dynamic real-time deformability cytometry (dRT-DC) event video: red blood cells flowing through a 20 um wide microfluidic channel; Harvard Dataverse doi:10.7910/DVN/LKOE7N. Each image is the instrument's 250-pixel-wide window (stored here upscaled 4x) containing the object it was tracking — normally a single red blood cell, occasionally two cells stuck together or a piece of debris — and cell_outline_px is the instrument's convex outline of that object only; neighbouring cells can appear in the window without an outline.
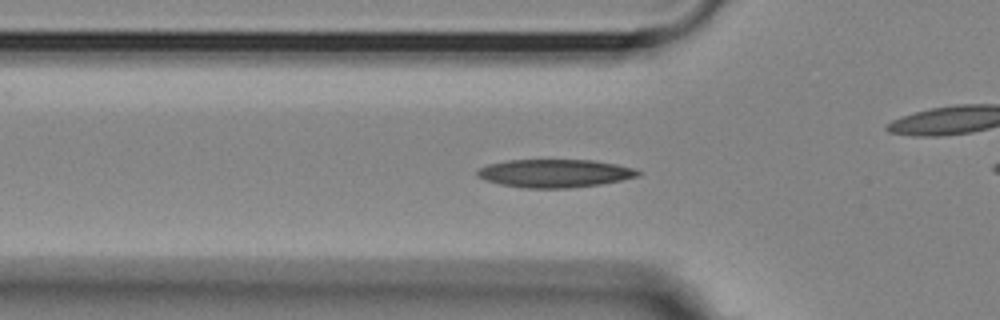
{"species": "Egyptian fruit bat (a non-hibernating species)", "species_latin": "Rousettus aegyptiacus", "temperature_condition": "room temperature", "stored_images_in_passage": 39, "camera_frame_rate_fps": 3000, "um_per_image_px": 0.085, "animal": {"sex": "female"}, "frame": {"image": 1, "passage_image": 7, "time_ms": 2.0, "image_size_px": [1000, 320], "cell_outline_px": [[640, 176], [600, 184], [568, 188], [520, 188], [500, 184], [484, 180], [476, 176], [476, 172], [480, 168], [488, 164], [508, 160], [592, 160], [616, 164], [632, 168], [640, 172]], "centroid_in_image_um": [47.1, 14.73], "position_along_channel_um": 78.7, "area_um2": 26.3}}
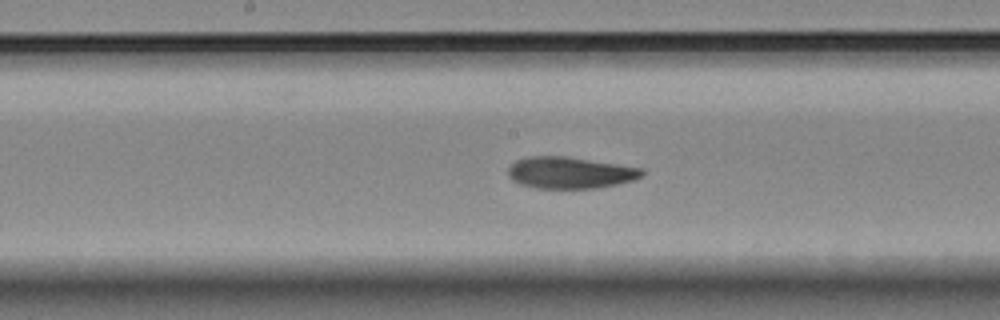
{"frame": {"image": 2, "passage_image": 17, "time_ms": 5.333, "image_size_px": [1000, 320], "cell_outline_px": [[644, 172], [640, 176], [632, 180], [616, 184], [596, 188], [536, 188], [520, 184], [512, 180], [508, 176], [508, 168], [516, 160], [528, 156], [564, 156], [644, 168]], "centroid_in_image_um": [48.42, 14.67], "position_along_channel_um": 199.8, "area_um2": 24.51}}
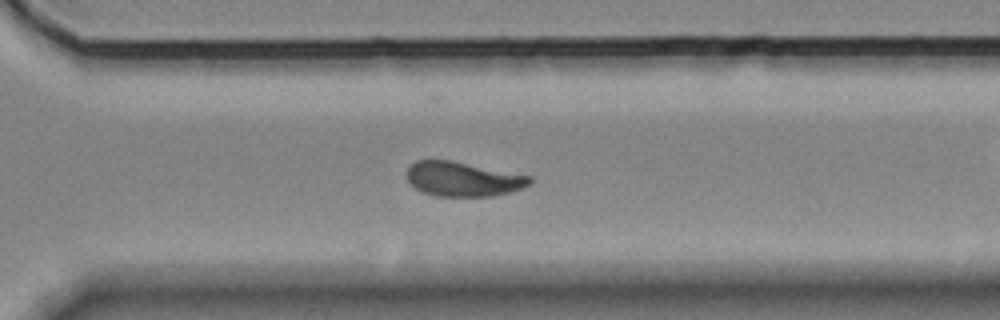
{"frame": {"image": 3, "passage_image": 28, "time_ms": 9.0, "image_size_px": [1000, 320], "cell_outline_px": [[532, 184], [508, 192], [492, 196], [436, 196], [424, 192], [416, 188], [408, 180], [404, 172], [416, 160], [448, 160], [532, 176]], "centroid_in_image_um": [39.34, 15.22], "position_along_channel_um": 331.3, "area_um2": 24.51}, "authors_computed_cell_mechanics": {"area_um2": 25.0274, "velocity_mm_per_s": 3.6008, "shape_relaxation_time_tau1_ms": 8.2254, "shape_relaxation_time_tau2_ms": 2.2776, "deformation_change_tau1": 0.2109, "deformation_change_tau2": 0.0703}}